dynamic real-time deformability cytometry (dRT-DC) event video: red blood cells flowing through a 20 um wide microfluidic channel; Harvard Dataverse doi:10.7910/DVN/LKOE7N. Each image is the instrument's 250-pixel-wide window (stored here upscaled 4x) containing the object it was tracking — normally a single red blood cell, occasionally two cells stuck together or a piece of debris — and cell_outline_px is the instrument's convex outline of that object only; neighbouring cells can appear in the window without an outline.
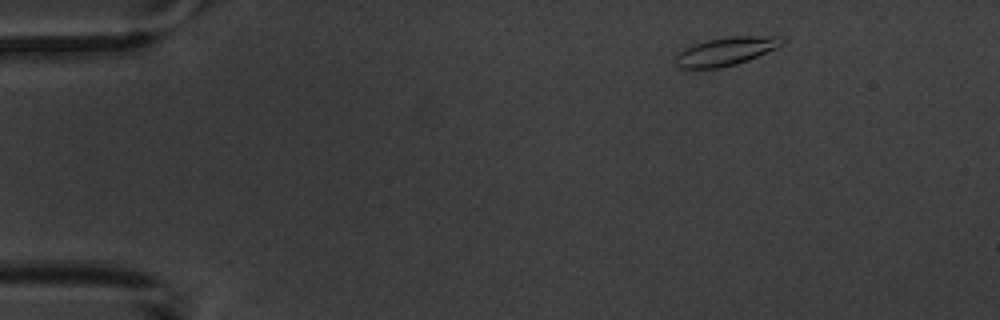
{"species": "common noctule bat (a hibernating species)", "species_latin": "Nyctalus noctula", "temperature_condition": "warm", "stored_images_in_passage": 5, "camera_frame_rate_fps": 3000, "um_per_image_px": 0.085, "animal": {"sex": "male", "body_mass_g": 20.1, "forearm_length_mm": 53.5}, "frame": {"image": 1, "passage_image": 1, "time_ms": 0.0, "image_size_px": [1000, 320], "cell_outline_px": [[784, 44], [776, 48], [748, 60], [736, 64], [720, 68], [680, 68], [676, 64], [676, 52], [692, 44], [708, 40], [732, 36], [780, 36], [784, 40]], "centroid_in_image_um": [61.69, 4.36], "position_along_channel_um": 23.3, "area_um2": 17.57}}